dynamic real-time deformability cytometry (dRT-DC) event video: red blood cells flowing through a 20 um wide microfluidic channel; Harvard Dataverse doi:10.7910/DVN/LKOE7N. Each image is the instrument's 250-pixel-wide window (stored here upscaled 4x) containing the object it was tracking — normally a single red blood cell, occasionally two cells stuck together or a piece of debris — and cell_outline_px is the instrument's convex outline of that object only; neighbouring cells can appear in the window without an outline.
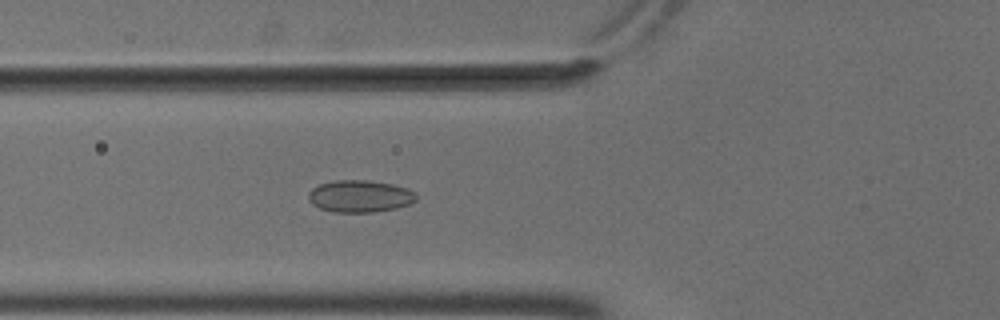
{"species": "common noctule bat (a hibernating species)", "species_latin": "Nyctalus noctula", "temperature_condition": "cold", "stored_images_in_passage": 55, "camera_frame_rate_fps": 3000, "um_per_image_px": 0.085, "animal": {"sex": "male", "body_mass_g": 18.8}, "frame": {"image": 1, "passage_image": 21, "time_ms": 6.667, "image_size_px": [1000, 320], "cell_outline_px": [[416, 200], [408, 204], [396, 208], [372, 212], [332, 212], [320, 208], [312, 204], [308, 200], [308, 192], [312, 188], [320, 184], [332, 180], [368, 180], [392, 184], [408, 188], [416, 192]], "centroid_in_image_um": [30.57, 16.67], "position_along_channel_um": 95.2, "area_um2": 20.29}}
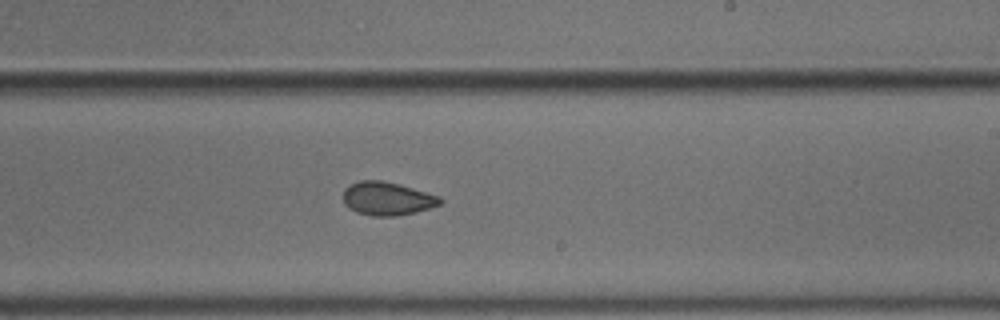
{"frame": {"image": 2, "passage_image": 34, "time_ms": 11.0, "image_size_px": [1000, 320], "cell_outline_px": [[444, 200], [440, 204], [416, 212], [396, 216], [372, 216], [356, 212], [348, 208], [344, 204], [344, 188], [360, 180], [380, 180], [400, 184], [440, 196]], "centroid_in_image_um": [32.91, 16.88], "position_along_channel_um": 256.1, "area_um2": 18.9}}
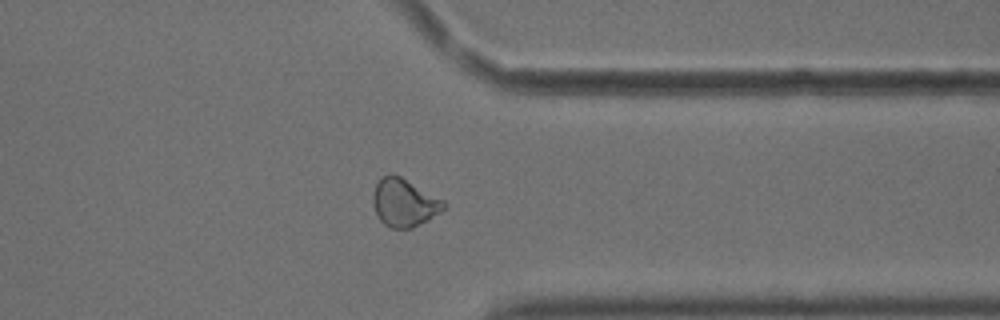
{"frame": {"image": 3, "passage_image": 44, "time_ms": 14.333, "image_size_px": [1000, 320], "cell_outline_px": [[448, 204], [440, 212], [428, 220], [412, 228], [392, 228], [384, 224], [376, 216], [372, 204], [372, 196], [376, 184], [380, 176], [400, 176], [444, 200]], "centroid_in_image_um": [34.34, 17.24], "position_along_channel_um": 377.1, "area_um2": 19.71}, "authors_computed_cell_mechanics": {"area_um2": 20.2878, "velocity_mm_per_s": 3.696, "shape_relaxation_time_tau1_ms": null, "shape_relaxation_time_tau2_ms": 2.6215, "deformation_change_tau1": null, "deformation_change_tau2": 0.0633}}